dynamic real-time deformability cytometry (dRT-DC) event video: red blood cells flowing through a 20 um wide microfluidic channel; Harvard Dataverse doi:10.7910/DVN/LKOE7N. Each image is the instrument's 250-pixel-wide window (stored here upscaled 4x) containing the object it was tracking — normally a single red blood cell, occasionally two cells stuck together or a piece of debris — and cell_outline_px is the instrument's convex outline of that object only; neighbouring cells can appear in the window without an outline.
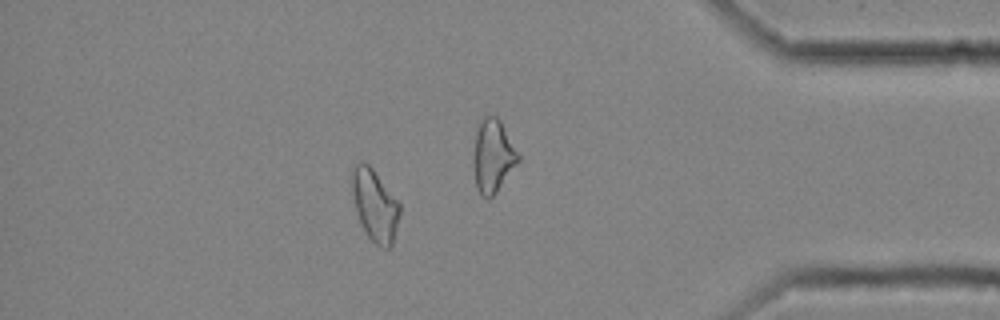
{"species": "common noctule bat (a hibernating species)", "species_latin": "Nyctalus noctula", "temperature_condition": "cold", "stored_images_in_passage": 58, "camera_frame_rate_fps": 3000, "um_per_image_px": 0.085, "animal": {"sex": "female", "body_mass_g": 25.1}, "frame": {"image": 1, "passage_image": 50, "time_ms": 16.333, "image_size_px": [1000, 320], "cell_outline_px": [[400, 212], [392, 248], [384, 248], [376, 244], [368, 236], [360, 220], [356, 208], [352, 192], [352, 168], [360, 160], [368, 164], [372, 168], [400, 204]], "centroid_in_image_um": [31.87, 17.45], "position_along_channel_um": 403.3, "area_um2": 19.59}}